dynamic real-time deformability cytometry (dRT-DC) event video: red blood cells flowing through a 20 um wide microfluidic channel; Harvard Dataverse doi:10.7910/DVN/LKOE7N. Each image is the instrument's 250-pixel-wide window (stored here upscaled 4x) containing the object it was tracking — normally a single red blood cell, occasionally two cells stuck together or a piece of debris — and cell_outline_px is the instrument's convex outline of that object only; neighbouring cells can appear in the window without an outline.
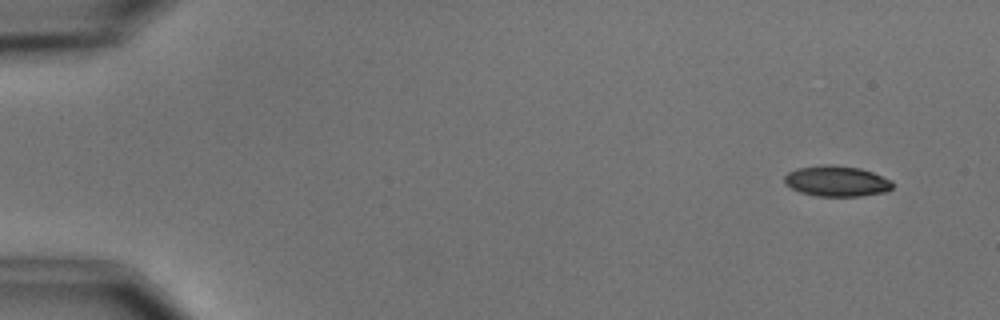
{"species": "common noctule bat (a hibernating species)", "species_latin": "Nyctalus noctula", "temperature_condition": "cold", "stored_images_in_passage": 2, "camera_frame_rate_fps": 3000, "um_per_image_px": 0.085, "animal": {"sex": "male", "body_mass_g": 15.6}, "frame": {"image": 1, "passage_image": 2, "time_ms": 2.333, "image_size_px": [1000, 320], "cell_outline_px": [[892, 188], [884, 192], [860, 196], [816, 196], [800, 192], [784, 184], [784, 176], [788, 172], [796, 168], [820, 164], [832, 164], [860, 168], [872, 172], [892, 180]], "centroid_in_image_um": [71.08, 15.38], "position_along_channel_um": 13.9, "area_um2": 19.48}}